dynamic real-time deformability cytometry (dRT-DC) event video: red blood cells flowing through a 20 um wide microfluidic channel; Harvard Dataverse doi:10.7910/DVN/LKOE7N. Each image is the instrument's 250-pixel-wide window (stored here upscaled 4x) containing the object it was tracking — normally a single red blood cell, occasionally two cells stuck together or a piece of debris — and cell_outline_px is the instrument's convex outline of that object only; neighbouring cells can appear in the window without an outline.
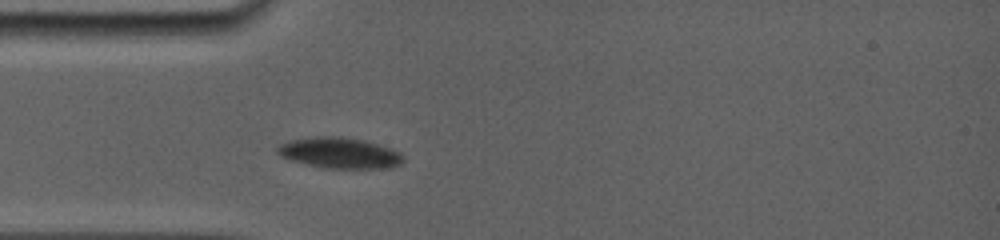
{"species": "common noctule bat (a hibernating species)", "species_latin": "Nyctalus noctula", "temperature_condition": "room temperature", "stored_images_in_passage": 5, "camera_frame_rate_fps": 5000, "um_per_image_px": 0.085, "animal": {"sex": "female", "body_mass_g": 19.0, "forearm_length_mm": 56.7}, "frame": {"image": 1, "passage_image": 1, "time_ms": 0.0, "image_size_px": [1000, 240], "cell_outline_px": [[404, 160], [400, 164], [392, 168], [324, 168], [292, 160], [280, 156], [276, 152], [276, 148], [280, 144], [292, 140], [320, 136], [340, 136], [364, 140], [392, 148], [400, 152], [404, 156]], "centroid_in_image_um": [28.91, 13.0], "position_along_channel_um": 56.1, "area_um2": 22.6}}
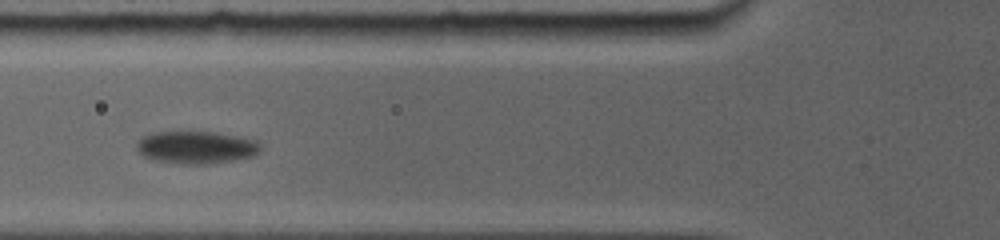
{"frame": {"image": 2, "passage_image": 3, "time_ms": 1.6, "image_size_px": [1000, 240], "cell_outline_px": [[260, 152], [252, 156], [236, 160], [204, 164], [184, 164], [156, 160], [144, 156], [136, 148], [136, 140], [148, 132], [216, 132], [240, 136], [256, 140], [260, 144]], "centroid_in_image_um": [16.67, 12.51], "position_along_channel_um": 109.1, "area_um2": 23.64}}
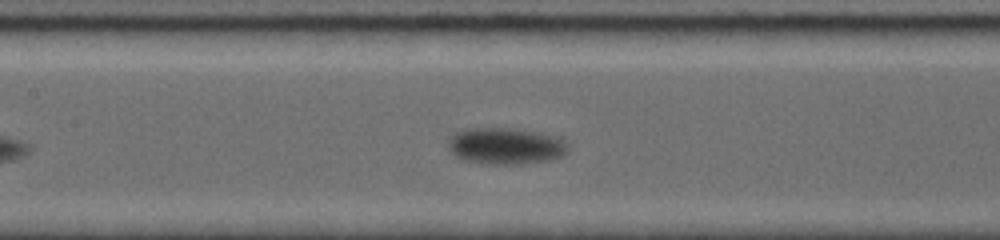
{"frame": {"image": 3, "passage_image": 5, "time_ms": 3.2, "image_size_px": [1000, 240], "cell_outline_px": [[568, 152], [552, 160], [520, 164], [492, 164], [464, 160], [456, 156], [448, 148], [448, 140], [456, 132], [468, 128], [516, 128], [536, 132], [552, 136], [564, 140], [568, 144]], "centroid_in_image_um": [42.98, 12.41], "position_along_channel_um": 164.4, "area_um2": 25.49}}